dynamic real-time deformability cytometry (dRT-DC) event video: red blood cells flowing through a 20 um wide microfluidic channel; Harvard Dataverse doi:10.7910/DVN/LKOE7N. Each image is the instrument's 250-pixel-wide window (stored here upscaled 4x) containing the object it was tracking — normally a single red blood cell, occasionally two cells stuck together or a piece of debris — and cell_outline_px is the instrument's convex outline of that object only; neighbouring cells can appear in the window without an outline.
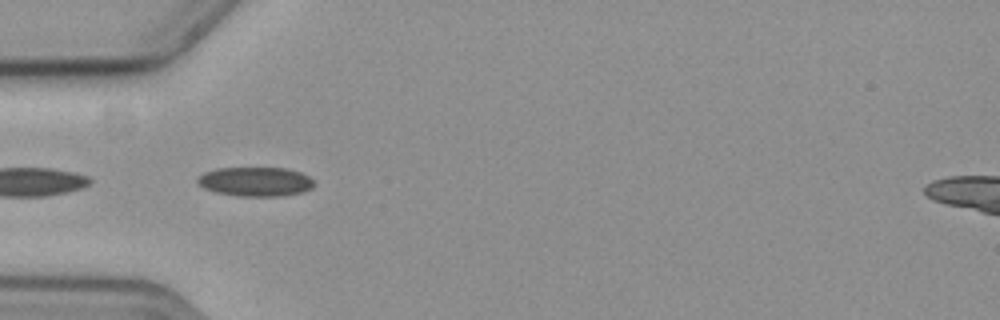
{"species": "common noctule bat (a hibernating species)", "species_latin": "Nyctalus noctula", "temperature_condition": "cold", "stored_images_in_passage": 11, "camera_frame_rate_fps": 3000, "um_per_image_px": 0.085, "animal": {"sex": "female", "body_mass_g": 19.3, "forearm_length_mm": 54.1}, "frame": {"image": 1, "passage_image": 1, "time_ms": 0.0, "image_size_px": [1000, 320], "cell_outline_px": [[316, 184], [312, 188], [304, 192], [284, 196], [240, 196], [216, 192], [204, 188], [196, 180], [196, 176], [204, 172], [216, 168], [288, 168], [300, 172], [308, 176]], "centroid_in_image_um": [21.73, 15.44], "position_along_channel_um": 63.3, "area_um2": 20.06}}